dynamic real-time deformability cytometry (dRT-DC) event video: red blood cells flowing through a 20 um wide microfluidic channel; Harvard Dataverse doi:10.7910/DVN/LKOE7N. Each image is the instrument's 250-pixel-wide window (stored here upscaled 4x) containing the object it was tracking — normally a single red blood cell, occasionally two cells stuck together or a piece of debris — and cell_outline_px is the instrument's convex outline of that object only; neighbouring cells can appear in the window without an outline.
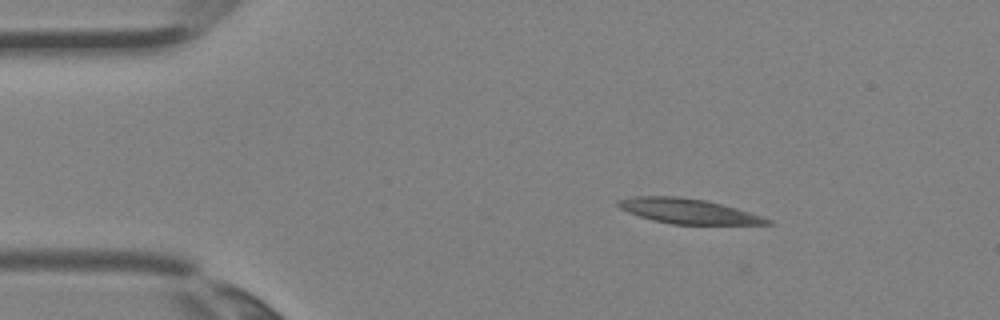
{"species": "Egyptian fruit bat (a non-hibernating species)", "species_latin": "Rousettus aegyptiacus", "temperature_condition": "room temperature", "stored_images_in_passage": 3, "camera_frame_rate_fps": 3000, "um_per_image_px": 0.085, "animal": {"sex": "female"}, "frame": {"image": 1, "passage_image": 2, "time_ms": 0.333, "image_size_px": [1000, 320], "cell_outline_px": [[772, 224], [672, 224], [652, 220], [628, 212], [620, 208], [616, 204], [616, 200], [636, 196], [680, 196], [704, 200], [736, 208], [772, 220]], "centroid_in_image_um": [58.44, 17.94], "position_along_channel_um": 26.6, "area_um2": 21.39}}